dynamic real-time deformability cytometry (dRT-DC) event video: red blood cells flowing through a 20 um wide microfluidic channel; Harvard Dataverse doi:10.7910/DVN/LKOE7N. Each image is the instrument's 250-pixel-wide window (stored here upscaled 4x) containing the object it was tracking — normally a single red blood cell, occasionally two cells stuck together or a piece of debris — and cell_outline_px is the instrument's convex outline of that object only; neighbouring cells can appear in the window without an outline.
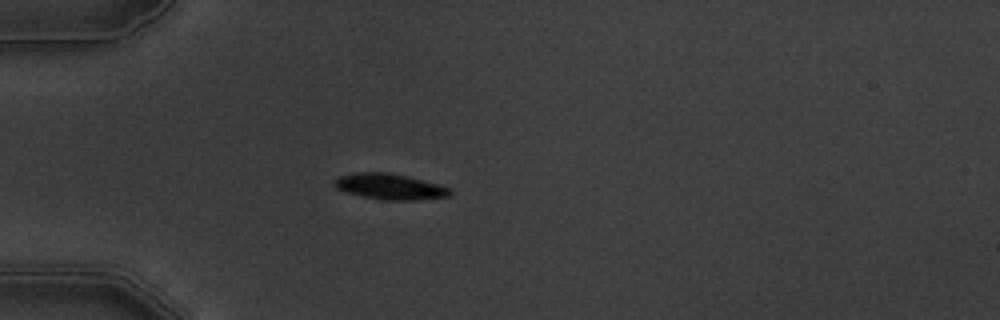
{"species": "common noctule bat (a hibernating species)", "species_latin": "Nyctalus noctula", "temperature_condition": "warm", "stored_images_in_passage": 6, "camera_frame_rate_fps": 3000, "um_per_image_px": 0.085, "animal": {"sex": "male", "body_mass_g": 19.5, "forearm_length_mm": 54.6}, "frame": {"image": 1, "passage_image": 6, "time_ms": 5.667, "image_size_px": [1000, 320], "cell_outline_px": [[452, 192], [448, 196], [412, 200], [380, 200], [348, 192], [336, 188], [332, 184], [332, 180], [336, 176], [360, 172], [384, 172], [408, 176], [436, 184], [448, 188]], "centroid_in_image_um": [33.05, 15.85], "position_along_channel_um": 52.0, "area_um2": 17.17}}